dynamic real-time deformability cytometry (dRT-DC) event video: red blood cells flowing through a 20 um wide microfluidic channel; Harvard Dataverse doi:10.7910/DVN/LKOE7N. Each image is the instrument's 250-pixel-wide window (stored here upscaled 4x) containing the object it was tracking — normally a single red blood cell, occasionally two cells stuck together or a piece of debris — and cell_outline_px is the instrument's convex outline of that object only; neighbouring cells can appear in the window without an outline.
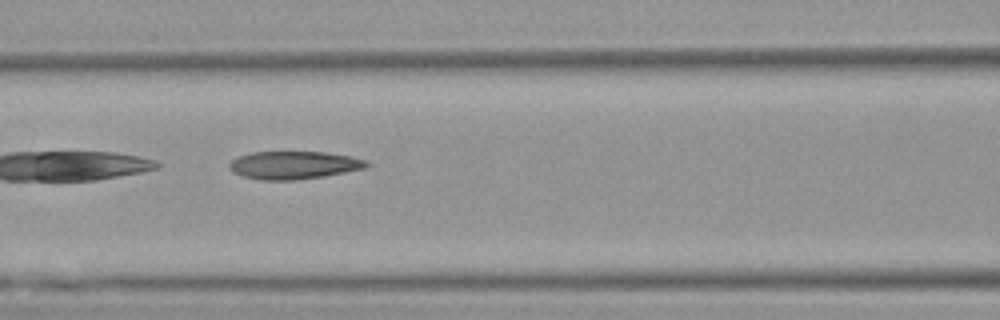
{"species": "Egyptian fruit bat (a non-hibernating species)", "species_latin": "Rousettus aegyptiacus", "temperature_condition": "warm", "stored_images_in_passage": 15, "camera_frame_rate_fps": 3000, "um_per_image_px": 0.085, "animal": {"sex": "female"}, "frame": {"image": 1, "passage_image": 9, "time_ms": 2.667, "image_size_px": [1000, 320], "cell_outline_px": [[372, 164], [364, 168], [324, 176], [296, 180], [264, 180], [244, 176], [232, 172], [228, 168], [228, 164], [232, 160], [240, 156], [252, 152], [324, 152], [348, 156], [364, 160]], "centroid_in_image_um": [24.95, 14.04], "position_along_channel_um": 141.7, "area_um2": 22.08}}
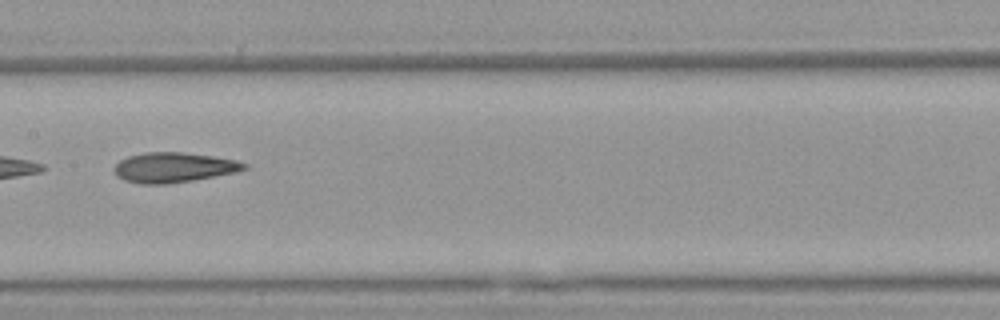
{"frame": {"image": 2, "passage_image": 13, "time_ms": 4.0, "image_size_px": [1000, 320], "cell_outline_px": [[248, 168], [236, 172], [192, 180], [168, 184], [140, 184], [124, 180], [116, 176], [112, 168], [120, 160], [128, 156], [148, 152], [180, 152], [212, 156], [236, 160], [248, 164]], "centroid_in_image_um": [14.74, 14.24], "position_along_channel_um": 192.7, "area_um2": 22.72}}